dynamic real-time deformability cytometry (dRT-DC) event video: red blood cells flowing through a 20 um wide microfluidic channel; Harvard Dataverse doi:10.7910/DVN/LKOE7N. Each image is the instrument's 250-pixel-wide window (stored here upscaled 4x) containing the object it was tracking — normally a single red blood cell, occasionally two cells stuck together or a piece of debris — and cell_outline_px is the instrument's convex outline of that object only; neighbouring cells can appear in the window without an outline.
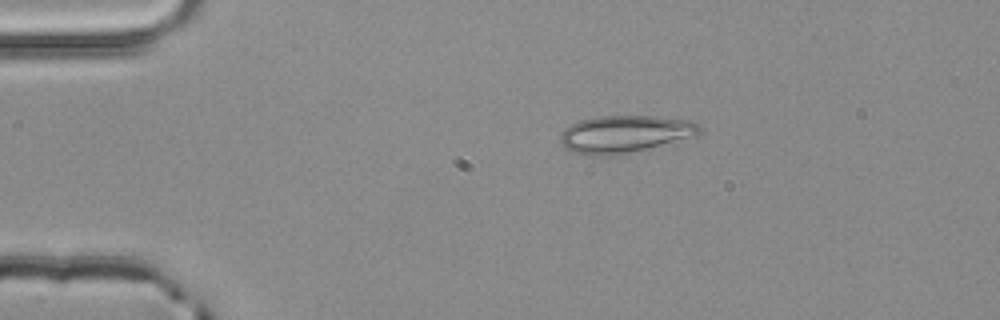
{"species": "common noctule bat (a hibernating species)", "species_latin": "Nyctalus noctula", "temperature_condition": "room temperature", "stored_images_in_passage": 2, "camera_frame_rate_fps": 3000, "um_per_image_px": 0.085, "animal": {"sex": "male", "body_mass_g": 20.4}, "frame": {"image": 1, "passage_image": 1, "time_ms": 0.0, "image_size_px": [1000, 320], "cell_outline_px": [[700, 132], [696, 136], [632, 152], [612, 156], [592, 156], [572, 152], [560, 140], [560, 132], [564, 128], [580, 120], [596, 116], [656, 116], [688, 120], [696, 124], [700, 128]], "centroid_in_image_um": [53.07, 11.39], "position_along_channel_um": 31.9, "area_um2": 30.17}}